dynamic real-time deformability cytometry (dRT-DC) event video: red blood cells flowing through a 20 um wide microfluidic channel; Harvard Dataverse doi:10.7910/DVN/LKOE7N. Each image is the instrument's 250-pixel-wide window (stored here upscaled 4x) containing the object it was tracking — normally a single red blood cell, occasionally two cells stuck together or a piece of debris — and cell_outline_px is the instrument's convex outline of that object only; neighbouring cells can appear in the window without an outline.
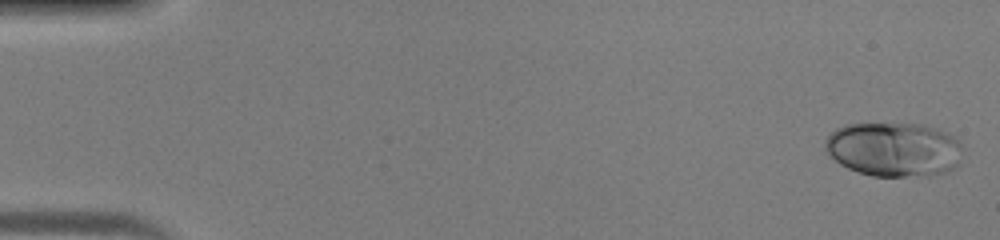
{"species": "human", "species_latin": "Homo sapiens", "temperature_condition": "warm", "stored_images_in_passage": 45, "camera_frame_rate_fps": 3000, "um_per_image_px": 0.085, "donor": {"sex": "male"}, "frame": {"image": 1, "passage_image": 1, "time_ms": 0.0, "image_size_px": [1000, 240], "cell_outline_px": [[960, 148], [956, 168], [948, 172], [928, 176], [872, 176], [848, 168], [840, 164], [824, 148], [824, 140], [836, 128], [848, 124], [924, 124], [936, 128], [960, 140]], "centroid_in_image_um": [75.98, 12.7], "position_along_channel_um": 9.0, "area_um2": 43.41}}
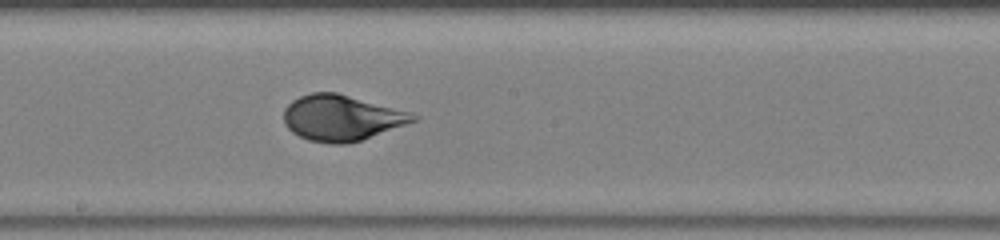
{"frame": {"image": 2, "passage_image": 25, "time_ms": 8.0, "image_size_px": [1000, 240], "cell_outline_px": [[420, 116], [416, 120], [360, 140], [348, 144], [328, 144], [308, 140], [292, 132], [284, 124], [284, 108], [292, 100], [300, 96], [312, 92], [336, 92], [412, 112]], "centroid_in_image_um": [29.0, 10.01], "position_along_channel_um": 219.2, "area_um2": 34.39}}
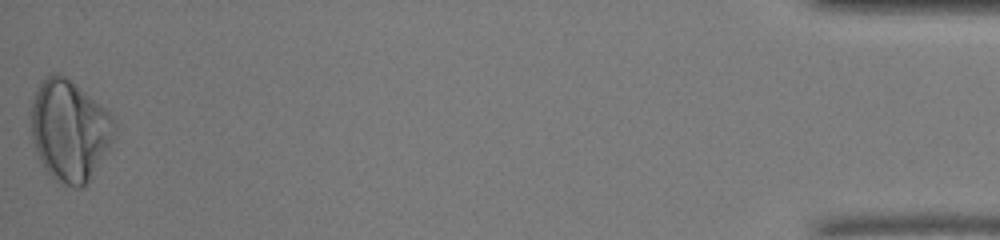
{"frame": {"image": 3, "passage_image": 45, "time_ms": 14.667, "image_size_px": [1000, 240], "cell_outline_px": [[116, 132], [108, 148], [84, 188], [76, 188], [60, 184], [44, 168], [36, 152], [32, 136], [32, 100], [36, 88], [40, 80], [52, 72], [60, 72], [108, 108], [116, 124]], "centroid_in_image_um": [5.92, 11.04], "position_along_channel_um": 429.3, "area_um2": 49.53}}